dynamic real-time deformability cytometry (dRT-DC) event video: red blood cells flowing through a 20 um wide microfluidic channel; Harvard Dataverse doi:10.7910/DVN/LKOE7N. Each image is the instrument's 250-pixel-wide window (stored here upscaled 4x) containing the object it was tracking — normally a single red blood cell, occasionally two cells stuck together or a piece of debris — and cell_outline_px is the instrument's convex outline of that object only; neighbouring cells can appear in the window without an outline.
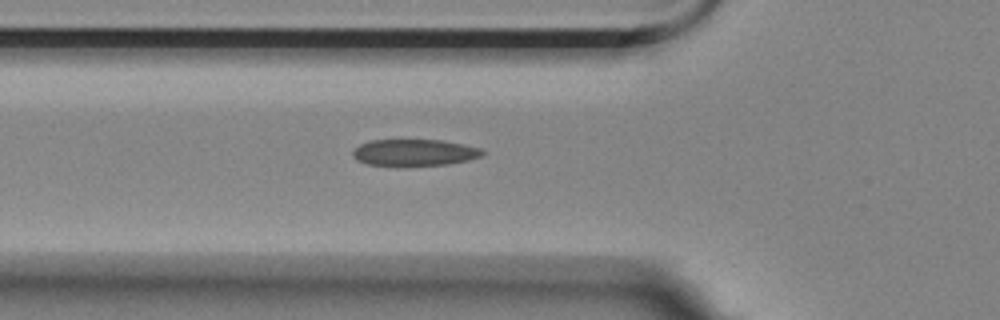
{"species": "Egyptian fruit bat (a non-hibernating species)", "species_latin": "Rousettus aegyptiacus", "temperature_condition": "room temperature", "stored_images_in_passage": 40, "segment_of_instrument_passage": [1, 2], "camera_frame_rate_fps": 3000, "um_per_image_px": 0.085, "animal": {"sex": "female"}, "frame": {"image": 1, "passage_image": 2, "time_ms": 0.333, "image_size_px": [1000, 320], "cell_outline_px": [[484, 152], [480, 156], [468, 160], [448, 164], [368, 164], [356, 160], [352, 156], [352, 152], [360, 144], [368, 140], [444, 140], [464, 144], [480, 148]], "centroid_in_image_um": [35.22, 12.93], "position_along_channel_um": 90.6, "area_um2": 19.59}}
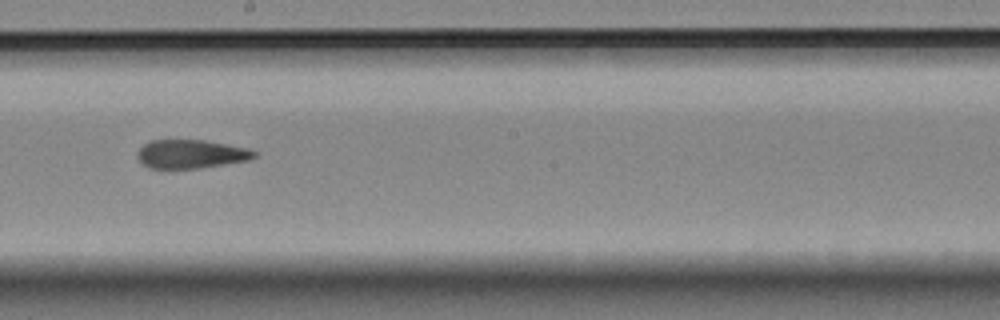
{"frame": {"image": 2, "passage_image": 14, "time_ms": 4.333, "image_size_px": [1000, 320], "cell_outline_px": [[256, 156], [248, 160], [200, 168], [148, 168], [136, 156], [136, 152], [144, 144], [152, 140], [204, 140], [248, 148], [256, 152]], "centroid_in_image_um": [16.21, 13.09], "position_along_channel_um": 232.0, "area_um2": 19.36}}
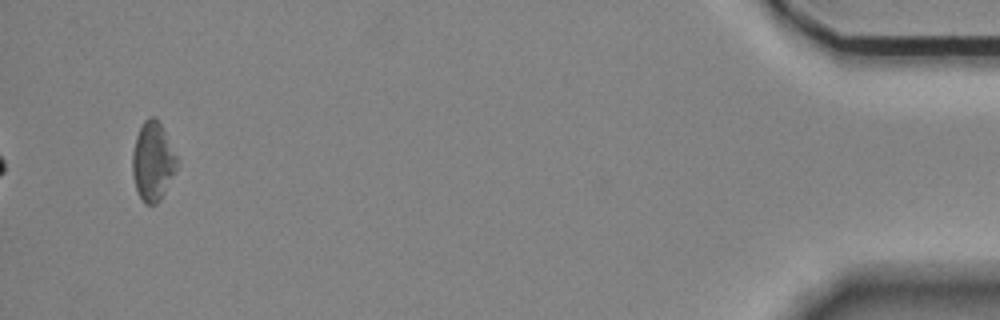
{"frame": {"image": 3, "passage_image": 37, "time_ms": 12.0, "image_size_px": [1000, 320], "cell_outline_px": [[180, 160], [160, 200], [156, 204], [144, 204], [136, 188], [132, 176], [132, 152], [136, 136], [144, 120], [148, 116], [156, 116], [160, 120]], "centroid_in_image_um": [13.0, 13.66], "position_along_channel_um": 422.2, "area_um2": 20.81}}